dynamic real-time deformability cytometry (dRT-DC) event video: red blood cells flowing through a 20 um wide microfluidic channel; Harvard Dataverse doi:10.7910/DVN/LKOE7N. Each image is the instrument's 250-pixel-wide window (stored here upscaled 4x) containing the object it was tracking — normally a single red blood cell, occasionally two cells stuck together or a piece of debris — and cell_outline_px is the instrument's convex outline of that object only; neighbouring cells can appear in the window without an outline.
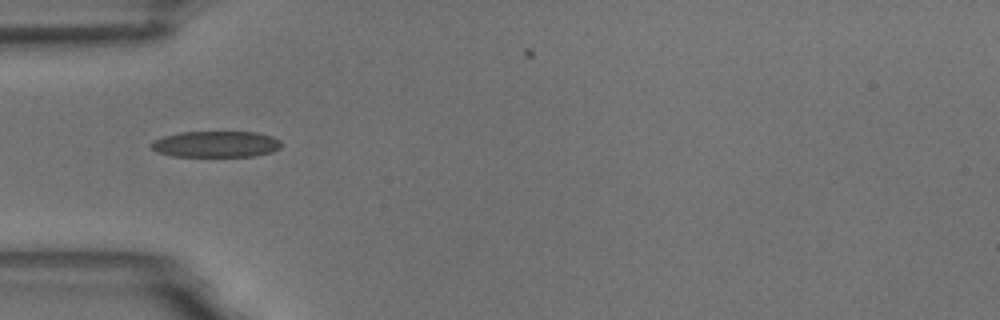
{"species": "common noctule bat (a hibernating species)", "species_latin": "Nyctalus noctula", "temperature_condition": "room temperature", "stored_images_in_passage": 3, "camera_frame_rate_fps": 3000, "um_per_image_px": 0.085, "animal": {"sex": "male", "body_mass_g": 18.8}, "frame": {"image": 1, "passage_image": 1, "time_ms": 0.0, "image_size_px": [1000, 320], "cell_outline_px": [[280, 148], [272, 152], [256, 156], [172, 156], [156, 152], [152, 148], [152, 140], [164, 136], [180, 132], [256, 132], [272, 136], [280, 140]], "centroid_in_image_um": [18.36, 12.25], "position_along_channel_um": 66.6, "area_um2": 19.88}}